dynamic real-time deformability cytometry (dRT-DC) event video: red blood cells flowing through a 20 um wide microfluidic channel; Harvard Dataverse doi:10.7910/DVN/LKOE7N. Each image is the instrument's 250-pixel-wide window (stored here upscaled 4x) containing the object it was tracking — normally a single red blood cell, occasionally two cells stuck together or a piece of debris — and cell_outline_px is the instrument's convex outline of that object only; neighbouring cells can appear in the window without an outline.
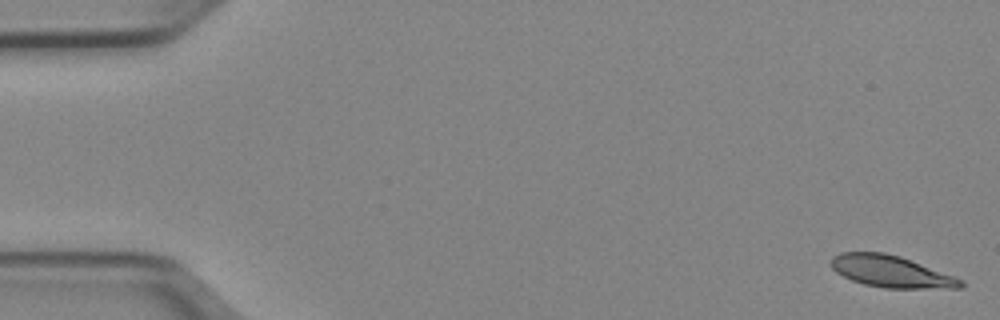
{"species": "Egyptian fruit bat (a non-hibernating species)", "species_latin": "Rousettus aegyptiacus", "temperature_condition": "cold", "stored_images_in_passage": 51, "camera_frame_rate_fps": 3000, "um_per_image_px": 0.085, "animal": {"sex": "female"}, "frame": {"image": 1, "passage_image": 1, "time_ms": 0.0, "image_size_px": [1000, 320], "cell_outline_px": [[964, 288], [884, 288], [864, 284], [852, 280], [836, 272], [828, 264], [832, 256], [840, 252], [884, 252], [900, 256], [964, 280]], "centroid_in_image_um": [75.71, 23.07], "position_along_channel_um": 9.3, "area_um2": 24.04}}
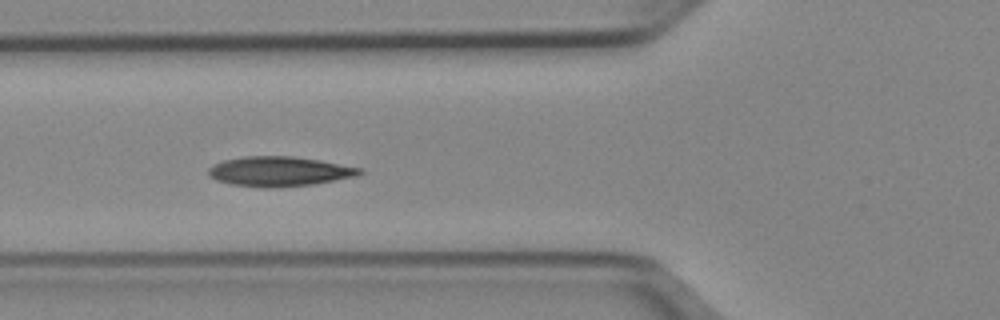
{"frame": {"image": 2, "passage_image": 19, "time_ms": 6.0, "image_size_px": [1000, 320], "cell_outline_px": [[364, 172], [356, 176], [312, 184], [272, 188], [264, 188], [232, 184], [216, 180], [208, 176], [208, 168], [224, 160], [244, 156], [292, 156], [320, 160], [360, 168]], "centroid_in_image_um": [23.71, 14.57], "position_along_channel_um": 102.1, "area_um2": 26.07}}
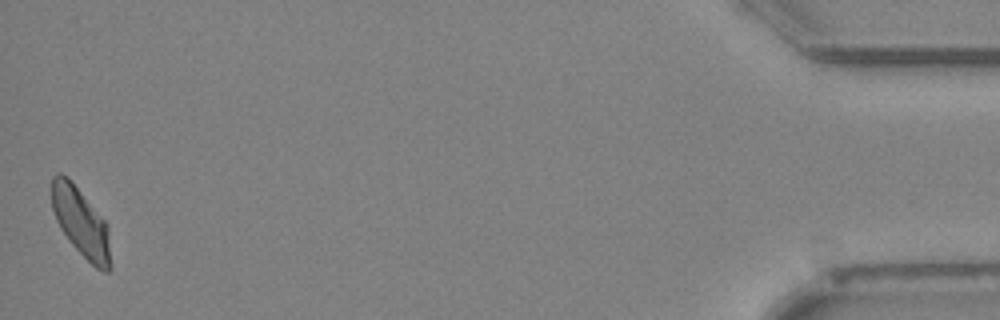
{"frame": {"image": 3, "passage_image": 51, "time_ms": 16.667, "image_size_px": [1000, 320], "cell_outline_px": [[112, 268], [108, 272], [104, 272], [96, 268], [68, 240], [60, 228], [56, 220], [52, 208], [52, 176], [56, 172], [60, 172], [68, 176], [104, 220], [108, 228], [112, 264]], "centroid_in_image_um": [6.88, 18.91], "position_along_channel_um": 428.3, "area_um2": 23.7}, "authors_computed_cell_mechanics": {"area_um2": 24.6228, "velocity_mm_per_s": 3.9173, "shape_relaxation_time_tau1_ms": 3.8535, "shape_relaxation_time_tau2_ms": 3.2618, "deformation_change_tau1": 0.1372, "deformation_change_tau2": 0.0675}}